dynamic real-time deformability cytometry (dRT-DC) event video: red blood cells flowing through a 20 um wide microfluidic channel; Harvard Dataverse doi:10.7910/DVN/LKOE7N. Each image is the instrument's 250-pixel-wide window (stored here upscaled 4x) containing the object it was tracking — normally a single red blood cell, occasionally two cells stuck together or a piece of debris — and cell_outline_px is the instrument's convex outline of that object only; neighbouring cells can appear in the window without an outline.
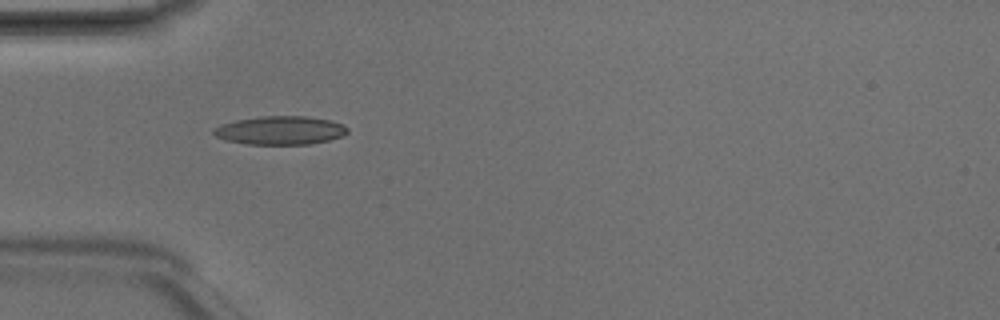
{"species": "Egyptian fruit bat (a non-hibernating species)", "species_latin": "Rousettus aegyptiacus", "temperature_condition": "room temperature", "stored_images_in_passage": 4, "camera_frame_rate_fps": 3000, "um_per_image_px": 0.085, "animal": {"sex": "male"}, "frame": {"image": 1, "passage_image": 1, "time_ms": 0.0, "image_size_px": [1000, 320], "cell_outline_px": [[348, 132], [344, 136], [328, 140], [308, 144], [248, 144], [224, 140], [216, 136], [212, 132], [212, 128], [220, 124], [236, 120], [260, 116], [304, 116], [328, 120], [344, 124], [348, 128]], "centroid_in_image_um": [23.8, 11.08], "position_along_channel_um": 61.2, "area_um2": 22.31}}
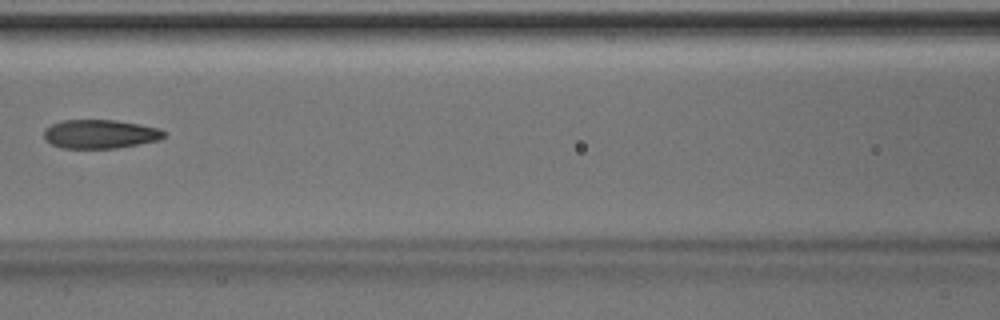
{"frame": {"image": 2, "passage_image": 3, "time_ms": 0.667, "image_size_px": [1000, 320], "cell_outline_px": [[164, 136], [160, 140], [116, 148], [60, 148], [44, 140], [44, 128], [60, 120], [116, 120], [140, 124], [160, 128], [164, 132]], "centroid_in_image_um": [8.48, 11.39], "position_along_channel_um": 158.1, "area_um2": 20.29}}
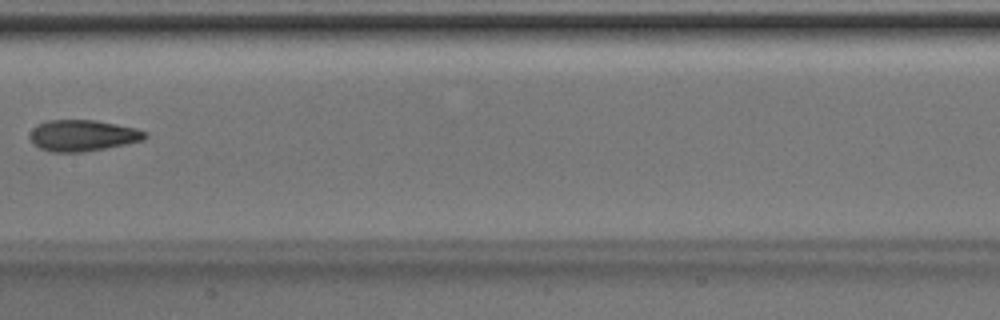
{"frame": {"image": 3, "passage_image": 4, "time_ms": 1.0, "image_size_px": [1000, 320], "cell_outline_px": [[148, 136], [144, 140], [84, 152], [52, 152], [40, 148], [32, 144], [28, 136], [32, 128], [36, 124], [48, 120], [96, 120], [136, 128], [148, 132]], "centroid_in_image_um": [7.0, 11.51], "position_along_channel_um": 200.4, "area_um2": 21.15}}